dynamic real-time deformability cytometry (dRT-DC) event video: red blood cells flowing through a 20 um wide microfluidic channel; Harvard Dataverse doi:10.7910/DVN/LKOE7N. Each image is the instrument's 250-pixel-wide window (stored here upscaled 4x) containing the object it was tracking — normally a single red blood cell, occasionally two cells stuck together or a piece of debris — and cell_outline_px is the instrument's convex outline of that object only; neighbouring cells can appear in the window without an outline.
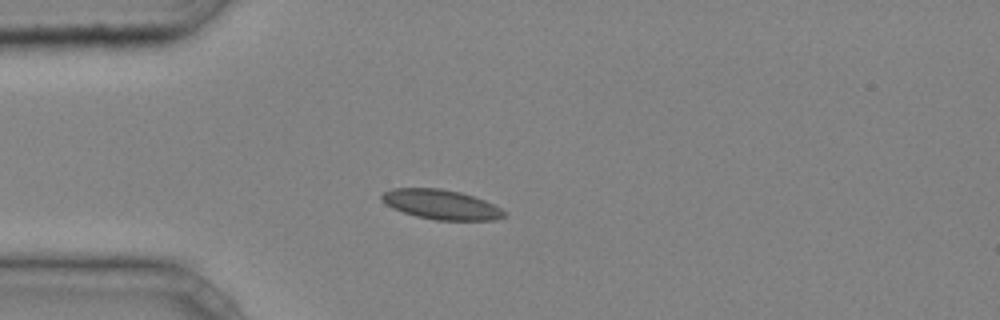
{"species": "common noctule bat (a hibernating species)", "species_latin": "Nyctalus noctula", "temperature_condition": "cold", "stored_images_in_passage": 41, "camera_frame_rate_fps": 3000, "um_per_image_px": 0.085, "animal": {"sex": "male", "body_mass_g": 20.4}, "frame": {"image": 1, "passage_image": 7, "time_ms": 2.0, "image_size_px": [1000, 320], "cell_outline_px": [[508, 216], [496, 220], [436, 220], [416, 216], [392, 208], [384, 204], [380, 196], [384, 192], [392, 188], [440, 188], [460, 192], [484, 200], [500, 208]], "centroid_in_image_um": [37.48, 17.38], "position_along_channel_um": 47.5, "area_um2": 21.15}}
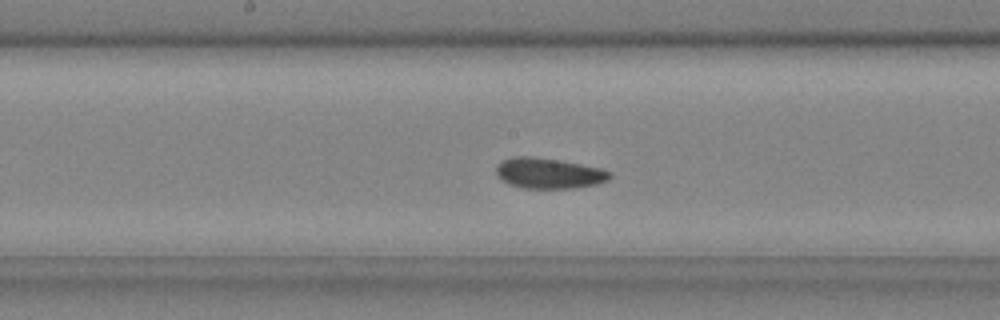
{"frame": {"image": 2, "passage_image": 19, "time_ms": 6.0, "image_size_px": [1000, 320], "cell_outline_px": [[612, 176], [608, 180], [596, 184], [576, 188], [520, 188], [508, 184], [496, 172], [496, 164], [504, 160], [516, 156], [528, 156], [556, 160], [580, 164], [600, 168], [612, 172]], "centroid_in_image_um": [46.66, 14.74], "position_along_channel_um": 201.5, "area_um2": 20.06}}
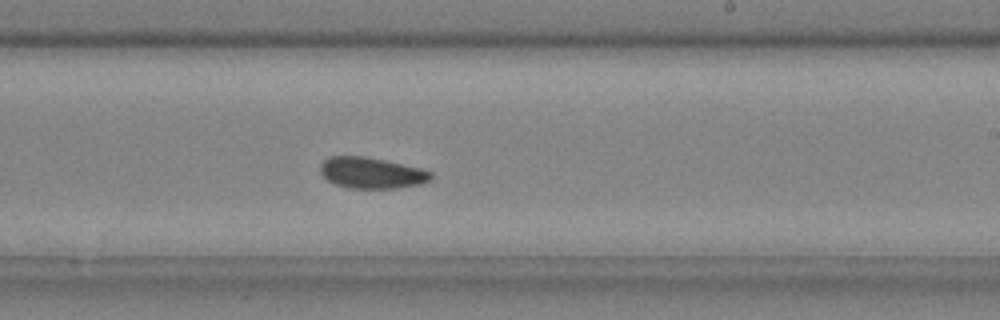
{"frame": {"image": 3, "passage_image": 23, "time_ms": 7.333, "image_size_px": [1000, 320], "cell_outline_px": [[432, 180], [420, 184], [396, 188], [348, 188], [336, 184], [328, 180], [320, 172], [320, 164], [328, 156], [364, 156], [384, 160], [420, 168], [432, 172]], "centroid_in_image_um": [31.58, 14.69], "position_along_channel_um": 257.4, "area_um2": 20.0}}